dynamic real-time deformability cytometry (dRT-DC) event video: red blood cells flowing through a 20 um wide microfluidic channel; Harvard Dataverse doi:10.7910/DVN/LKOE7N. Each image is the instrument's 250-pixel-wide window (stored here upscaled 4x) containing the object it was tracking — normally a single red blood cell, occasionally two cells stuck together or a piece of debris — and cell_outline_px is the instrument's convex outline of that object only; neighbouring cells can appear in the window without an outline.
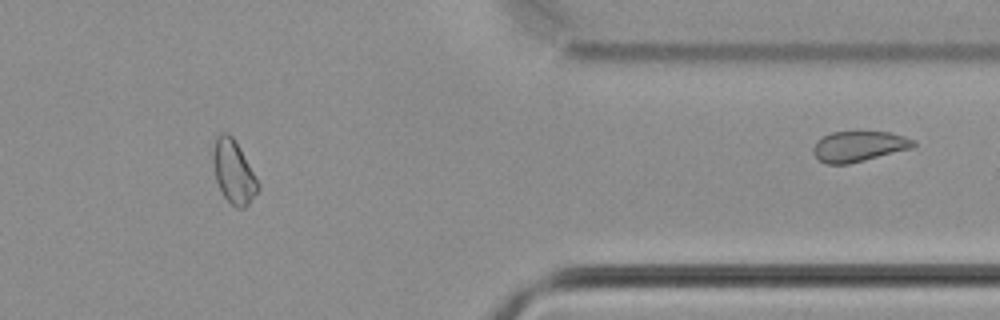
{"species": "common noctule bat (a hibernating species)", "species_latin": "Nyctalus noctula", "temperature_condition": "cold", "stored_images_in_passage": 39, "segment_of_instrument_passage": [2, 2], "camera_frame_rate_fps": 3000, "um_per_image_px": 0.085, "animal": {"sex": "male", "body_mass_g": 21.5, "forearm_length_mm": 52.0}, "frame": {"image": 1, "passage_image": 39, "time_ms": 12.667, "image_size_px": [1000, 320], "cell_outline_px": [[916, 144], [912, 148], [848, 164], [824, 164], [812, 152], [812, 148], [816, 140], [832, 132], [888, 132], [904, 136], [916, 140]], "centroid_in_image_um": [72.99, 12.44], "position_along_channel_um": 338.4, "area_um2": 17.74}}